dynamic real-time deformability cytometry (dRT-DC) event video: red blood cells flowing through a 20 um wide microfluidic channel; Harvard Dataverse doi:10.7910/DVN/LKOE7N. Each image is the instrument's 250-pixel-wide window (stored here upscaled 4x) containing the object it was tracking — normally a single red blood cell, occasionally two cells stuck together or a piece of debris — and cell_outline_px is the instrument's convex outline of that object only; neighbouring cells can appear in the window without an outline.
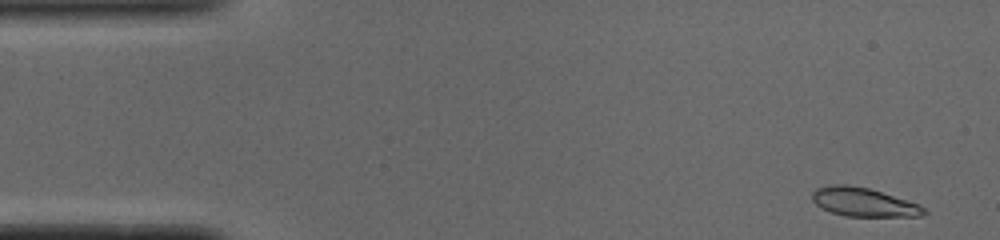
{"species": "common noctule bat (a hibernating species)", "species_latin": "Nyctalus noctula", "temperature_condition": "cold", "stored_images_in_passage": 49, "camera_frame_rate_fps": 3000, "um_per_image_px": 0.085, "animal": {"sex": "male", "body_mass_g": 19.0, "forearm_length_mm": 50.8}, "frame": {"image": 1, "passage_image": 1, "time_ms": 0.0, "image_size_px": [1000, 240], "cell_outline_px": [[928, 212], [920, 216], [844, 216], [820, 208], [812, 200], [812, 192], [816, 188], [832, 184], [848, 184], [868, 188], [908, 200], [920, 204]], "centroid_in_image_um": [73.39, 17.17], "position_along_channel_um": 11.6, "area_um2": 18.79}}
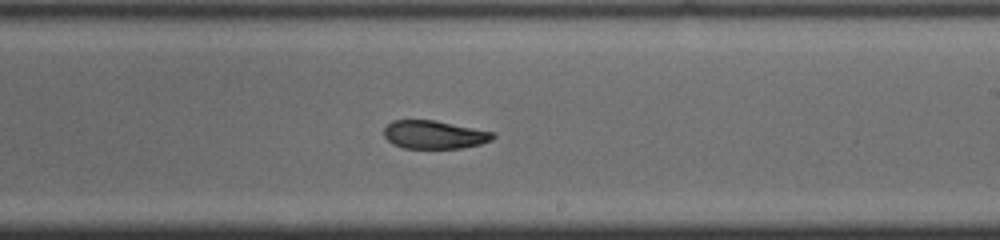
{"frame": {"image": 2, "passage_image": 28, "time_ms": 9.0, "image_size_px": [1000, 240], "cell_outline_px": [[496, 136], [492, 140], [480, 144], [460, 148], [404, 148], [392, 144], [384, 136], [384, 128], [392, 120], [436, 120], [496, 132]], "centroid_in_image_um": [36.94, 11.44], "position_along_channel_um": 252.1, "area_um2": 18.09}}
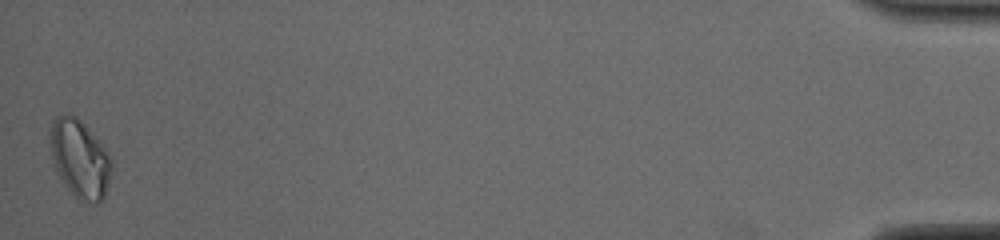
{"frame": {"image": 3, "passage_image": 49, "time_ms": 16.0, "image_size_px": [1000, 240], "cell_outline_px": [[112, 172], [104, 196], [100, 204], [96, 204], [80, 200], [64, 184], [56, 168], [52, 156], [48, 140], [48, 132], [56, 116], [68, 112], [76, 116], [84, 124], [104, 148], [112, 160]], "centroid_in_image_um": [6.77, 13.47], "position_along_channel_um": 428.4, "area_um2": 27.86}, "authors_computed_cell_mechanics": {"area_um2": 19.3052, "velocity_mm_per_s": 3.9047, "shape_relaxation_time_tau1_ms": null, "shape_relaxation_time_tau2_ms": 2.9666, "deformation_change_tau1": null, "deformation_change_tau2": 0.0786}}